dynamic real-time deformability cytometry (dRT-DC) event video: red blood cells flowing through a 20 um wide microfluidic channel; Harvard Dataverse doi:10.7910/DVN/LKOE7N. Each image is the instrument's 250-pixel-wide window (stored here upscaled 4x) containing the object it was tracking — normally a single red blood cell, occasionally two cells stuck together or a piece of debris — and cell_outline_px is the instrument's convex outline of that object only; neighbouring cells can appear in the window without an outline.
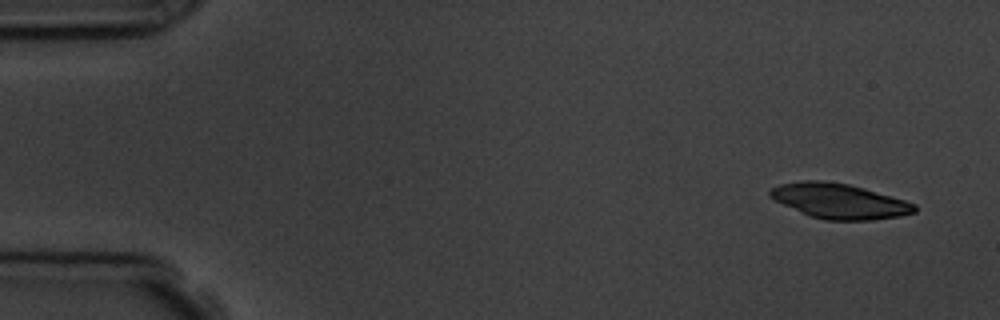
{"species": "common noctule bat (a hibernating species)", "species_latin": "Nyctalus noctula", "temperature_condition": "room temperature", "stored_images_in_passage": 7, "camera_frame_rate_fps": 3000, "um_per_image_px": 0.085, "animal": {"sex": "male", "body_mass_g": 19.5, "forearm_length_mm": 54.6}, "frame": {"image": 1, "passage_image": 1, "time_ms": 0.0, "image_size_px": [1000, 320], "cell_outline_px": [[916, 212], [900, 216], [872, 220], [824, 220], [812, 216], [784, 204], [768, 196], [768, 192], [772, 188], [780, 184], [804, 180], [824, 180], [848, 184], [864, 188], [904, 200], [916, 204]], "centroid_in_image_um": [71.36, 17.08], "position_along_channel_um": 13.6, "area_um2": 29.19}}
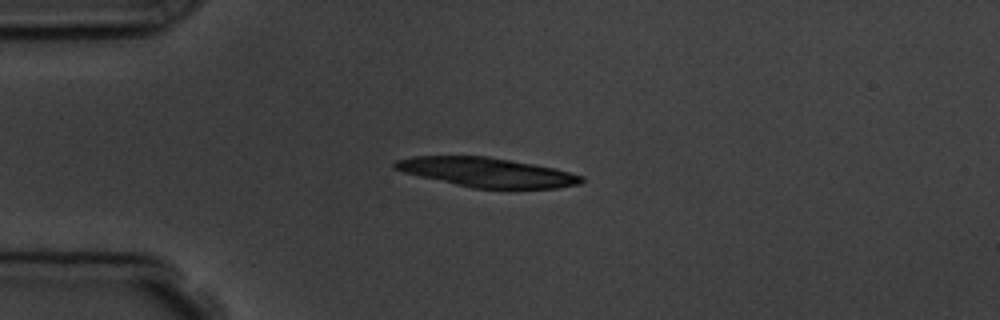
{"frame": {"image": 2, "passage_image": 4, "time_ms": 3.333, "image_size_px": [1000, 320], "cell_outline_px": [[584, 180], [580, 184], [556, 188], [472, 188], [420, 176], [404, 172], [392, 168], [392, 164], [396, 160], [412, 156], [488, 156], [556, 168], [584, 176]], "centroid_in_image_um": [41.39, 14.64], "position_along_channel_um": 43.6, "area_um2": 31.85}}